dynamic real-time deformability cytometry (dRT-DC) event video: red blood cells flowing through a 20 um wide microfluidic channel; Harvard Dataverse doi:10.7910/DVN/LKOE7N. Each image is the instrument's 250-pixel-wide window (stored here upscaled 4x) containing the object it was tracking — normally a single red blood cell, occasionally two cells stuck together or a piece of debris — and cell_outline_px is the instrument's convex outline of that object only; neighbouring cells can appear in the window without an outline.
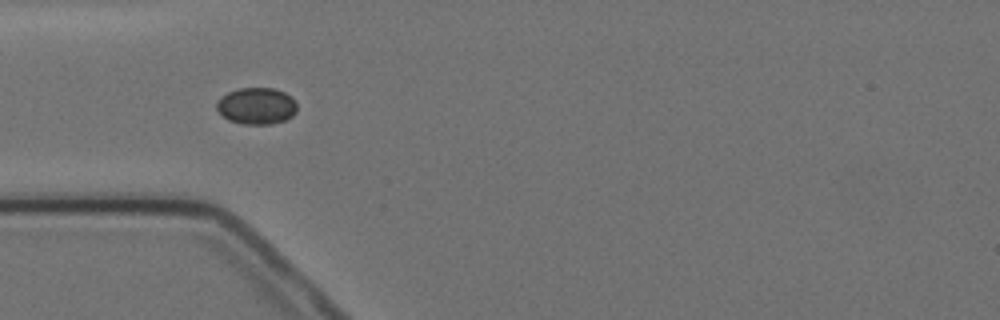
{"species": "Egyptian fruit bat (a non-hibernating species)", "species_latin": "Rousettus aegyptiacus", "temperature_condition": "cold", "stored_images_in_passage": 6, "camera_frame_rate_fps": 3000, "um_per_image_px": 0.085, "animal": {"sex": "female"}, "frame": {"image": 1, "passage_image": 3, "time_ms": 2.333, "image_size_px": [1000, 320], "cell_outline_px": [[296, 112], [292, 116], [284, 120], [272, 124], [244, 124], [228, 120], [216, 108], [216, 100], [228, 92], [240, 88], [276, 88], [284, 92], [296, 104]], "centroid_in_image_um": [21.78, 9.0], "position_along_channel_um": 63.2, "area_um2": 17.05}}
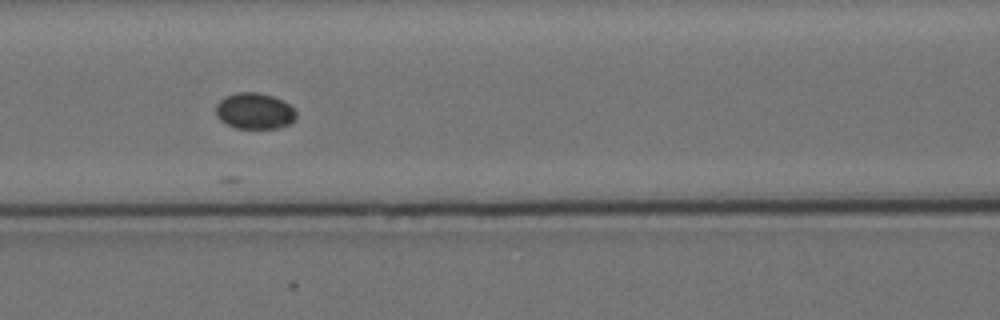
{"frame": {"image": 2, "passage_image": 5, "time_ms": 4.667, "image_size_px": [1000, 320], "cell_outline_px": [[296, 120], [292, 124], [280, 128], [236, 128], [220, 120], [216, 116], [216, 104], [224, 96], [236, 92], [256, 92], [272, 96], [288, 104], [296, 112]], "centroid_in_image_um": [21.64, 9.44], "position_along_channel_um": 145.0, "area_um2": 16.99}}
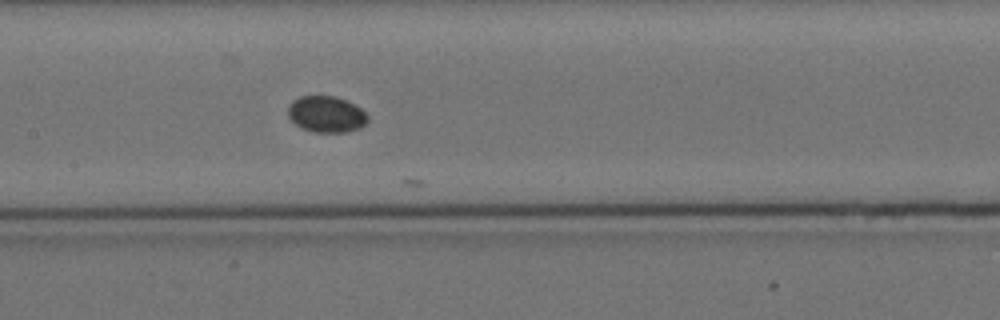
{"frame": {"image": 3, "passage_image": 6, "time_ms": 5.667, "image_size_px": [1000, 320], "cell_outline_px": [[368, 120], [360, 128], [344, 132], [316, 132], [304, 128], [296, 124], [288, 116], [288, 104], [292, 100], [300, 96], [336, 96], [356, 104], [368, 116]], "centroid_in_image_um": [27.74, 9.69], "position_along_channel_um": 179.7, "area_um2": 16.82}}